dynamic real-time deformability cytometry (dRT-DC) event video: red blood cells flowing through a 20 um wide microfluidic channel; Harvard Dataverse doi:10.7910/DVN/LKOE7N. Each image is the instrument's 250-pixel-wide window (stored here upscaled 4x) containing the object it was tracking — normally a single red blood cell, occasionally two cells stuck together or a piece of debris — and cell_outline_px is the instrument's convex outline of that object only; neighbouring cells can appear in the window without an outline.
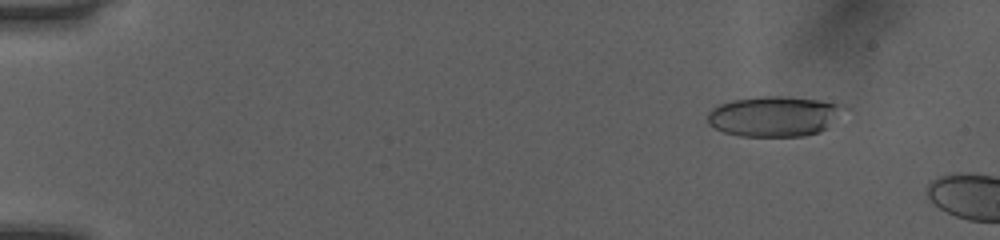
{"species": "human", "species_latin": "Homo sapiens", "temperature_condition": "room temperature", "stored_images_in_passage": 50, "camera_frame_rate_fps": 3000, "um_per_image_px": 0.085, "donor": {"sex": "female"}, "frame": {"image": 1, "passage_image": 6, "time_ms": 1.667, "image_size_px": [1000, 240], "cell_outline_px": [[836, 108], [828, 128], [820, 132], [804, 136], [740, 136], [724, 132], [708, 124], [708, 112], [716, 104], [732, 100], [756, 96], [784, 96], [816, 100], [836, 104]], "centroid_in_image_um": [65.61, 9.89], "position_along_channel_um": 19.4, "area_um2": 31.15}}
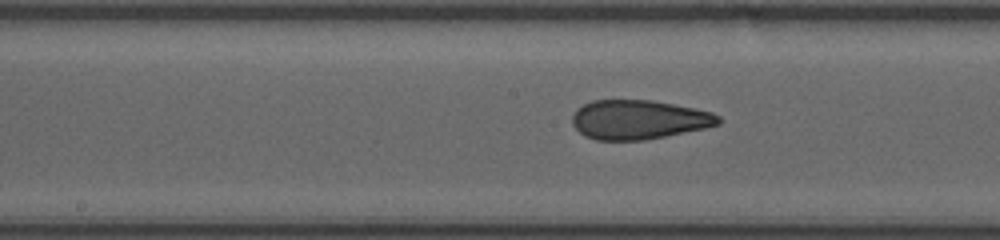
{"frame": {"image": 2, "passage_image": 28, "time_ms": 9.0, "image_size_px": [1000, 240], "cell_outline_px": [[720, 124], [704, 128], [644, 140], [596, 140], [584, 136], [572, 124], [572, 116], [576, 108], [592, 100], [652, 100], [712, 112], [720, 116]], "centroid_in_image_um": [54.25, 10.17], "position_along_channel_um": 193.9, "area_um2": 33.29}}
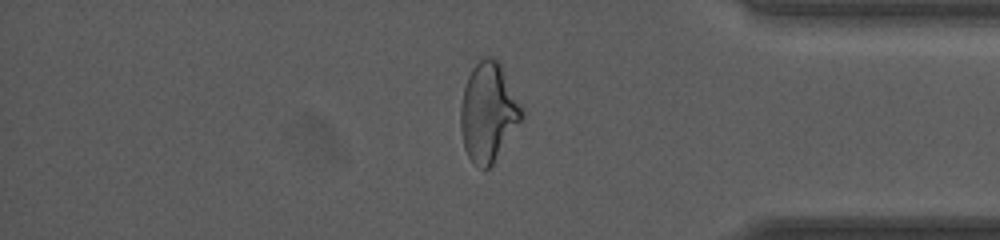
{"frame": {"image": 3, "passage_image": 44, "time_ms": 14.333, "image_size_px": [1000, 240], "cell_outline_px": [[524, 116], [492, 164], [484, 172], [472, 164], [464, 148], [460, 128], [460, 104], [464, 88], [468, 76], [472, 68], [484, 56], [492, 56], [500, 64], [524, 108]], "centroid_in_image_um": [41.49, 9.56], "position_along_channel_um": 393.7, "area_um2": 35.43}}